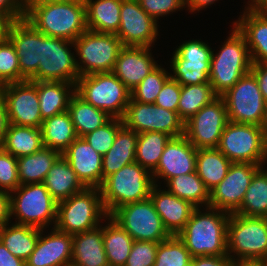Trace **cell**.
I'll return each mask as SVG.
<instances>
[{"label": "cell", "instance_id": "cell-1", "mask_svg": "<svg viewBox=\"0 0 267 266\" xmlns=\"http://www.w3.org/2000/svg\"><path fill=\"white\" fill-rule=\"evenodd\" d=\"M201 210V207L193 210L184 229L177 235L178 238L192 258L228 256L227 228L230 214L209 206L206 212Z\"/></svg>", "mask_w": 267, "mask_h": 266}, {"label": "cell", "instance_id": "cell-2", "mask_svg": "<svg viewBox=\"0 0 267 266\" xmlns=\"http://www.w3.org/2000/svg\"><path fill=\"white\" fill-rule=\"evenodd\" d=\"M24 19L48 37L71 42L88 30L84 0L33 5L25 12Z\"/></svg>", "mask_w": 267, "mask_h": 266}, {"label": "cell", "instance_id": "cell-3", "mask_svg": "<svg viewBox=\"0 0 267 266\" xmlns=\"http://www.w3.org/2000/svg\"><path fill=\"white\" fill-rule=\"evenodd\" d=\"M220 51H212L209 82L221 97L244 75L251 71L252 60L245 37L233 25Z\"/></svg>", "mask_w": 267, "mask_h": 266}, {"label": "cell", "instance_id": "cell-4", "mask_svg": "<svg viewBox=\"0 0 267 266\" xmlns=\"http://www.w3.org/2000/svg\"><path fill=\"white\" fill-rule=\"evenodd\" d=\"M154 185L152 173L139 163L123 166L108 176L100 187L107 214L120 206L149 198Z\"/></svg>", "mask_w": 267, "mask_h": 266}, {"label": "cell", "instance_id": "cell-5", "mask_svg": "<svg viewBox=\"0 0 267 266\" xmlns=\"http://www.w3.org/2000/svg\"><path fill=\"white\" fill-rule=\"evenodd\" d=\"M108 216L100 188H85L82 192L57 202L54 227L74 235L99 227L103 218Z\"/></svg>", "mask_w": 267, "mask_h": 266}, {"label": "cell", "instance_id": "cell-6", "mask_svg": "<svg viewBox=\"0 0 267 266\" xmlns=\"http://www.w3.org/2000/svg\"><path fill=\"white\" fill-rule=\"evenodd\" d=\"M75 92L95 108L119 119L123 118L131 99V91L112 72L80 76Z\"/></svg>", "mask_w": 267, "mask_h": 266}, {"label": "cell", "instance_id": "cell-7", "mask_svg": "<svg viewBox=\"0 0 267 266\" xmlns=\"http://www.w3.org/2000/svg\"><path fill=\"white\" fill-rule=\"evenodd\" d=\"M10 209L17 224L43 230L55 226L57 201L43 183L23 184L10 192Z\"/></svg>", "mask_w": 267, "mask_h": 266}, {"label": "cell", "instance_id": "cell-8", "mask_svg": "<svg viewBox=\"0 0 267 266\" xmlns=\"http://www.w3.org/2000/svg\"><path fill=\"white\" fill-rule=\"evenodd\" d=\"M227 252L233 261L267 260V218L230 214Z\"/></svg>", "mask_w": 267, "mask_h": 266}, {"label": "cell", "instance_id": "cell-9", "mask_svg": "<svg viewBox=\"0 0 267 266\" xmlns=\"http://www.w3.org/2000/svg\"><path fill=\"white\" fill-rule=\"evenodd\" d=\"M74 51L79 76L93 73L111 72L124 47L116 34L87 30L75 41Z\"/></svg>", "mask_w": 267, "mask_h": 266}, {"label": "cell", "instance_id": "cell-10", "mask_svg": "<svg viewBox=\"0 0 267 266\" xmlns=\"http://www.w3.org/2000/svg\"><path fill=\"white\" fill-rule=\"evenodd\" d=\"M217 149L232 163H252L262 167L267 163V147L261 127L257 125L229 121Z\"/></svg>", "mask_w": 267, "mask_h": 266}, {"label": "cell", "instance_id": "cell-11", "mask_svg": "<svg viewBox=\"0 0 267 266\" xmlns=\"http://www.w3.org/2000/svg\"><path fill=\"white\" fill-rule=\"evenodd\" d=\"M109 216L128 232L134 241L160 243L171 236L150 198L120 206Z\"/></svg>", "mask_w": 267, "mask_h": 266}, {"label": "cell", "instance_id": "cell-12", "mask_svg": "<svg viewBox=\"0 0 267 266\" xmlns=\"http://www.w3.org/2000/svg\"><path fill=\"white\" fill-rule=\"evenodd\" d=\"M221 97L230 122L260 126L267 102L251 72L241 77Z\"/></svg>", "mask_w": 267, "mask_h": 266}, {"label": "cell", "instance_id": "cell-13", "mask_svg": "<svg viewBox=\"0 0 267 266\" xmlns=\"http://www.w3.org/2000/svg\"><path fill=\"white\" fill-rule=\"evenodd\" d=\"M71 46L74 47L71 41L42 33L41 59L38 71L30 81L69 82L76 85L80 76Z\"/></svg>", "mask_w": 267, "mask_h": 266}, {"label": "cell", "instance_id": "cell-14", "mask_svg": "<svg viewBox=\"0 0 267 266\" xmlns=\"http://www.w3.org/2000/svg\"><path fill=\"white\" fill-rule=\"evenodd\" d=\"M122 121L126 128L138 134L153 131L178 137L185 133V122L177 112L154 103H140L130 99Z\"/></svg>", "mask_w": 267, "mask_h": 266}, {"label": "cell", "instance_id": "cell-15", "mask_svg": "<svg viewBox=\"0 0 267 266\" xmlns=\"http://www.w3.org/2000/svg\"><path fill=\"white\" fill-rule=\"evenodd\" d=\"M212 51L209 44L202 40L184 41L173 52V57L170 61L173 75L170 74V77L181 86L210 83Z\"/></svg>", "mask_w": 267, "mask_h": 266}, {"label": "cell", "instance_id": "cell-16", "mask_svg": "<svg viewBox=\"0 0 267 266\" xmlns=\"http://www.w3.org/2000/svg\"><path fill=\"white\" fill-rule=\"evenodd\" d=\"M228 122L225 101L218 96L185 122L184 135L196 149L217 148Z\"/></svg>", "mask_w": 267, "mask_h": 266}, {"label": "cell", "instance_id": "cell-17", "mask_svg": "<svg viewBox=\"0 0 267 266\" xmlns=\"http://www.w3.org/2000/svg\"><path fill=\"white\" fill-rule=\"evenodd\" d=\"M7 107L9 124L40 128V112L37 81L25 80L0 87Z\"/></svg>", "mask_w": 267, "mask_h": 266}, {"label": "cell", "instance_id": "cell-18", "mask_svg": "<svg viewBox=\"0 0 267 266\" xmlns=\"http://www.w3.org/2000/svg\"><path fill=\"white\" fill-rule=\"evenodd\" d=\"M261 167L252 163H231L227 175L210 191L208 206L229 214L235 213L243 202L254 174Z\"/></svg>", "mask_w": 267, "mask_h": 266}, {"label": "cell", "instance_id": "cell-19", "mask_svg": "<svg viewBox=\"0 0 267 266\" xmlns=\"http://www.w3.org/2000/svg\"><path fill=\"white\" fill-rule=\"evenodd\" d=\"M158 26L140 7L138 0H122L120 26L116 35L123 46L152 47L159 35Z\"/></svg>", "mask_w": 267, "mask_h": 266}, {"label": "cell", "instance_id": "cell-20", "mask_svg": "<svg viewBox=\"0 0 267 266\" xmlns=\"http://www.w3.org/2000/svg\"><path fill=\"white\" fill-rule=\"evenodd\" d=\"M5 36L14 45L20 66V82L30 80L38 71L42 52V33L24 18L8 22Z\"/></svg>", "mask_w": 267, "mask_h": 266}, {"label": "cell", "instance_id": "cell-21", "mask_svg": "<svg viewBox=\"0 0 267 266\" xmlns=\"http://www.w3.org/2000/svg\"><path fill=\"white\" fill-rule=\"evenodd\" d=\"M197 149L188 141L185 135L171 137L165 145L157 168L152 172L155 185L158 178L164 183L178 175L196 171Z\"/></svg>", "mask_w": 267, "mask_h": 266}, {"label": "cell", "instance_id": "cell-22", "mask_svg": "<svg viewBox=\"0 0 267 266\" xmlns=\"http://www.w3.org/2000/svg\"><path fill=\"white\" fill-rule=\"evenodd\" d=\"M43 233L41 229L35 249L25 261L26 266H71L73 235L55 227L50 234Z\"/></svg>", "mask_w": 267, "mask_h": 266}, {"label": "cell", "instance_id": "cell-23", "mask_svg": "<svg viewBox=\"0 0 267 266\" xmlns=\"http://www.w3.org/2000/svg\"><path fill=\"white\" fill-rule=\"evenodd\" d=\"M151 47L124 46L113 66L112 73L132 91L158 63L152 57Z\"/></svg>", "mask_w": 267, "mask_h": 266}, {"label": "cell", "instance_id": "cell-24", "mask_svg": "<svg viewBox=\"0 0 267 266\" xmlns=\"http://www.w3.org/2000/svg\"><path fill=\"white\" fill-rule=\"evenodd\" d=\"M86 188L102 186V155L83 138L77 137L62 154Z\"/></svg>", "mask_w": 267, "mask_h": 266}, {"label": "cell", "instance_id": "cell-25", "mask_svg": "<svg viewBox=\"0 0 267 266\" xmlns=\"http://www.w3.org/2000/svg\"><path fill=\"white\" fill-rule=\"evenodd\" d=\"M244 10L233 25L245 37L252 63H267V11L248 6Z\"/></svg>", "mask_w": 267, "mask_h": 266}, {"label": "cell", "instance_id": "cell-26", "mask_svg": "<svg viewBox=\"0 0 267 266\" xmlns=\"http://www.w3.org/2000/svg\"><path fill=\"white\" fill-rule=\"evenodd\" d=\"M149 198L170 235H178L184 229L191 213L196 208L190 202L171 194L166 189L161 190L158 185L152 187Z\"/></svg>", "mask_w": 267, "mask_h": 266}, {"label": "cell", "instance_id": "cell-27", "mask_svg": "<svg viewBox=\"0 0 267 266\" xmlns=\"http://www.w3.org/2000/svg\"><path fill=\"white\" fill-rule=\"evenodd\" d=\"M71 266H109L103 244V226L73 235Z\"/></svg>", "mask_w": 267, "mask_h": 266}, {"label": "cell", "instance_id": "cell-28", "mask_svg": "<svg viewBox=\"0 0 267 266\" xmlns=\"http://www.w3.org/2000/svg\"><path fill=\"white\" fill-rule=\"evenodd\" d=\"M138 133L124 125L118 130L112 147L102 156V184L123 166L134 163Z\"/></svg>", "mask_w": 267, "mask_h": 266}, {"label": "cell", "instance_id": "cell-29", "mask_svg": "<svg viewBox=\"0 0 267 266\" xmlns=\"http://www.w3.org/2000/svg\"><path fill=\"white\" fill-rule=\"evenodd\" d=\"M43 184L57 202L80 193L86 188L62 155L50 168Z\"/></svg>", "mask_w": 267, "mask_h": 266}, {"label": "cell", "instance_id": "cell-30", "mask_svg": "<svg viewBox=\"0 0 267 266\" xmlns=\"http://www.w3.org/2000/svg\"><path fill=\"white\" fill-rule=\"evenodd\" d=\"M84 2L89 30L117 34L122 0H84Z\"/></svg>", "mask_w": 267, "mask_h": 266}, {"label": "cell", "instance_id": "cell-31", "mask_svg": "<svg viewBox=\"0 0 267 266\" xmlns=\"http://www.w3.org/2000/svg\"><path fill=\"white\" fill-rule=\"evenodd\" d=\"M37 91L42 119L68 110L75 93V84L69 82L37 81Z\"/></svg>", "mask_w": 267, "mask_h": 266}, {"label": "cell", "instance_id": "cell-32", "mask_svg": "<svg viewBox=\"0 0 267 266\" xmlns=\"http://www.w3.org/2000/svg\"><path fill=\"white\" fill-rule=\"evenodd\" d=\"M40 130L44 147L53 149L61 155L78 137L68 111L44 119Z\"/></svg>", "mask_w": 267, "mask_h": 266}, {"label": "cell", "instance_id": "cell-33", "mask_svg": "<svg viewBox=\"0 0 267 266\" xmlns=\"http://www.w3.org/2000/svg\"><path fill=\"white\" fill-rule=\"evenodd\" d=\"M9 224L0 227V242L12 255L26 261L35 249L41 229L17 223Z\"/></svg>", "mask_w": 267, "mask_h": 266}, {"label": "cell", "instance_id": "cell-34", "mask_svg": "<svg viewBox=\"0 0 267 266\" xmlns=\"http://www.w3.org/2000/svg\"><path fill=\"white\" fill-rule=\"evenodd\" d=\"M61 154L53 149L43 147L31 155L17 158L20 185L43 183L45 176Z\"/></svg>", "mask_w": 267, "mask_h": 266}, {"label": "cell", "instance_id": "cell-35", "mask_svg": "<svg viewBox=\"0 0 267 266\" xmlns=\"http://www.w3.org/2000/svg\"><path fill=\"white\" fill-rule=\"evenodd\" d=\"M231 163L217 148L197 149L196 172L209 192L224 179Z\"/></svg>", "mask_w": 267, "mask_h": 266}, {"label": "cell", "instance_id": "cell-36", "mask_svg": "<svg viewBox=\"0 0 267 266\" xmlns=\"http://www.w3.org/2000/svg\"><path fill=\"white\" fill-rule=\"evenodd\" d=\"M67 111L78 137L96 130L112 118L106 112L86 102L76 92L70 99Z\"/></svg>", "mask_w": 267, "mask_h": 266}, {"label": "cell", "instance_id": "cell-37", "mask_svg": "<svg viewBox=\"0 0 267 266\" xmlns=\"http://www.w3.org/2000/svg\"><path fill=\"white\" fill-rule=\"evenodd\" d=\"M103 227V244L109 266H124L133 245V238L110 216Z\"/></svg>", "mask_w": 267, "mask_h": 266}, {"label": "cell", "instance_id": "cell-38", "mask_svg": "<svg viewBox=\"0 0 267 266\" xmlns=\"http://www.w3.org/2000/svg\"><path fill=\"white\" fill-rule=\"evenodd\" d=\"M44 147L41 130L9 124L2 148L16 158L31 155Z\"/></svg>", "mask_w": 267, "mask_h": 266}, {"label": "cell", "instance_id": "cell-39", "mask_svg": "<svg viewBox=\"0 0 267 266\" xmlns=\"http://www.w3.org/2000/svg\"><path fill=\"white\" fill-rule=\"evenodd\" d=\"M166 189L171 194L190 202L193 206L208 207L210 192L204 182L197 175V172L178 175L170 178L166 183ZM201 204V205H200Z\"/></svg>", "mask_w": 267, "mask_h": 266}, {"label": "cell", "instance_id": "cell-40", "mask_svg": "<svg viewBox=\"0 0 267 266\" xmlns=\"http://www.w3.org/2000/svg\"><path fill=\"white\" fill-rule=\"evenodd\" d=\"M235 213L267 218V170L263 167L254 174L243 202Z\"/></svg>", "mask_w": 267, "mask_h": 266}, {"label": "cell", "instance_id": "cell-41", "mask_svg": "<svg viewBox=\"0 0 267 266\" xmlns=\"http://www.w3.org/2000/svg\"><path fill=\"white\" fill-rule=\"evenodd\" d=\"M170 139L171 136L161 132L138 134L135 161L152 173L157 168L165 145Z\"/></svg>", "mask_w": 267, "mask_h": 266}, {"label": "cell", "instance_id": "cell-42", "mask_svg": "<svg viewBox=\"0 0 267 266\" xmlns=\"http://www.w3.org/2000/svg\"><path fill=\"white\" fill-rule=\"evenodd\" d=\"M217 97L210 83L181 86L177 113L186 122Z\"/></svg>", "mask_w": 267, "mask_h": 266}, {"label": "cell", "instance_id": "cell-43", "mask_svg": "<svg viewBox=\"0 0 267 266\" xmlns=\"http://www.w3.org/2000/svg\"><path fill=\"white\" fill-rule=\"evenodd\" d=\"M192 256L177 235L159 243L154 266H190Z\"/></svg>", "mask_w": 267, "mask_h": 266}, {"label": "cell", "instance_id": "cell-44", "mask_svg": "<svg viewBox=\"0 0 267 266\" xmlns=\"http://www.w3.org/2000/svg\"><path fill=\"white\" fill-rule=\"evenodd\" d=\"M170 73L158 65L132 91L131 99L140 103H155Z\"/></svg>", "mask_w": 267, "mask_h": 266}, {"label": "cell", "instance_id": "cell-45", "mask_svg": "<svg viewBox=\"0 0 267 266\" xmlns=\"http://www.w3.org/2000/svg\"><path fill=\"white\" fill-rule=\"evenodd\" d=\"M15 82H20L18 56L14 45L4 36L0 40V87Z\"/></svg>", "mask_w": 267, "mask_h": 266}, {"label": "cell", "instance_id": "cell-46", "mask_svg": "<svg viewBox=\"0 0 267 266\" xmlns=\"http://www.w3.org/2000/svg\"><path fill=\"white\" fill-rule=\"evenodd\" d=\"M123 126L122 119L111 118L103 126L87 133L83 138L96 150L100 155H105L112 147L114 138L118 130Z\"/></svg>", "mask_w": 267, "mask_h": 266}, {"label": "cell", "instance_id": "cell-47", "mask_svg": "<svg viewBox=\"0 0 267 266\" xmlns=\"http://www.w3.org/2000/svg\"><path fill=\"white\" fill-rule=\"evenodd\" d=\"M19 186L17 158L2 148L0 150V189L10 193Z\"/></svg>", "mask_w": 267, "mask_h": 266}, {"label": "cell", "instance_id": "cell-48", "mask_svg": "<svg viewBox=\"0 0 267 266\" xmlns=\"http://www.w3.org/2000/svg\"><path fill=\"white\" fill-rule=\"evenodd\" d=\"M159 243L134 241L124 266H154Z\"/></svg>", "mask_w": 267, "mask_h": 266}, {"label": "cell", "instance_id": "cell-49", "mask_svg": "<svg viewBox=\"0 0 267 266\" xmlns=\"http://www.w3.org/2000/svg\"><path fill=\"white\" fill-rule=\"evenodd\" d=\"M140 7L156 22L159 17L185 9V0H138Z\"/></svg>", "mask_w": 267, "mask_h": 266}, {"label": "cell", "instance_id": "cell-50", "mask_svg": "<svg viewBox=\"0 0 267 266\" xmlns=\"http://www.w3.org/2000/svg\"><path fill=\"white\" fill-rule=\"evenodd\" d=\"M180 93L181 85L170 77L164 83L154 104L167 110L177 112Z\"/></svg>", "mask_w": 267, "mask_h": 266}, {"label": "cell", "instance_id": "cell-51", "mask_svg": "<svg viewBox=\"0 0 267 266\" xmlns=\"http://www.w3.org/2000/svg\"><path fill=\"white\" fill-rule=\"evenodd\" d=\"M24 15L20 0H0V16L8 22L21 20Z\"/></svg>", "mask_w": 267, "mask_h": 266}, {"label": "cell", "instance_id": "cell-52", "mask_svg": "<svg viewBox=\"0 0 267 266\" xmlns=\"http://www.w3.org/2000/svg\"><path fill=\"white\" fill-rule=\"evenodd\" d=\"M229 256H201L191 259L190 266H233Z\"/></svg>", "mask_w": 267, "mask_h": 266}, {"label": "cell", "instance_id": "cell-53", "mask_svg": "<svg viewBox=\"0 0 267 266\" xmlns=\"http://www.w3.org/2000/svg\"><path fill=\"white\" fill-rule=\"evenodd\" d=\"M250 72L255 76L262 96L267 102V63H252Z\"/></svg>", "mask_w": 267, "mask_h": 266}, {"label": "cell", "instance_id": "cell-54", "mask_svg": "<svg viewBox=\"0 0 267 266\" xmlns=\"http://www.w3.org/2000/svg\"><path fill=\"white\" fill-rule=\"evenodd\" d=\"M10 219V193L0 189V227L11 223Z\"/></svg>", "mask_w": 267, "mask_h": 266}, {"label": "cell", "instance_id": "cell-55", "mask_svg": "<svg viewBox=\"0 0 267 266\" xmlns=\"http://www.w3.org/2000/svg\"><path fill=\"white\" fill-rule=\"evenodd\" d=\"M0 266H26L25 261L12 255L0 242Z\"/></svg>", "mask_w": 267, "mask_h": 266}, {"label": "cell", "instance_id": "cell-56", "mask_svg": "<svg viewBox=\"0 0 267 266\" xmlns=\"http://www.w3.org/2000/svg\"><path fill=\"white\" fill-rule=\"evenodd\" d=\"M8 126H9V119H8L7 107L4 98L0 93V144H2L4 141Z\"/></svg>", "mask_w": 267, "mask_h": 266}, {"label": "cell", "instance_id": "cell-57", "mask_svg": "<svg viewBox=\"0 0 267 266\" xmlns=\"http://www.w3.org/2000/svg\"><path fill=\"white\" fill-rule=\"evenodd\" d=\"M218 0H185V8H188L186 10H189V12L193 13L195 11H199L208 8V6H211Z\"/></svg>", "mask_w": 267, "mask_h": 266}, {"label": "cell", "instance_id": "cell-58", "mask_svg": "<svg viewBox=\"0 0 267 266\" xmlns=\"http://www.w3.org/2000/svg\"><path fill=\"white\" fill-rule=\"evenodd\" d=\"M233 266H267V260H240V261H234Z\"/></svg>", "mask_w": 267, "mask_h": 266}, {"label": "cell", "instance_id": "cell-59", "mask_svg": "<svg viewBox=\"0 0 267 266\" xmlns=\"http://www.w3.org/2000/svg\"><path fill=\"white\" fill-rule=\"evenodd\" d=\"M24 11L26 12L31 6L42 4V3H50V2H61L65 0H20Z\"/></svg>", "mask_w": 267, "mask_h": 266}, {"label": "cell", "instance_id": "cell-60", "mask_svg": "<svg viewBox=\"0 0 267 266\" xmlns=\"http://www.w3.org/2000/svg\"><path fill=\"white\" fill-rule=\"evenodd\" d=\"M260 127L262 130L265 145L267 147V105H266V109H265L264 114H263V119H262V122L260 124Z\"/></svg>", "mask_w": 267, "mask_h": 266}, {"label": "cell", "instance_id": "cell-61", "mask_svg": "<svg viewBox=\"0 0 267 266\" xmlns=\"http://www.w3.org/2000/svg\"><path fill=\"white\" fill-rule=\"evenodd\" d=\"M7 24H8V21L0 16V40L5 36Z\"/></svg>", "mask_w": 267, "mask_h": 266}, {"label": "cell", "instance_id": "cell-62", "mask_svg": "<svg viewBox=\"0 0 267 266\" xmlns=\"http://www.w3.org/2000/svg\"><path fill=\"white\" fill-rule=\"evenodd\" d=\"M254 8L262 10V11H267V0H260Z\"/></svg>", "mask_w": 267, "mask_h": 266}, {"label": "cell", "instance_id": "cell-63", "mask_svg": "<svg viewBox=\"0 0 267 266\" xmlns=\"http://www.w3.org/2000/svg\"><path fill=\"white\" fill-rule=\"evenodd\" d=\"M260 0H248V7H254Z\"/></svg>", "mask_w": 267, "mask_h": 266}]
</instances>
